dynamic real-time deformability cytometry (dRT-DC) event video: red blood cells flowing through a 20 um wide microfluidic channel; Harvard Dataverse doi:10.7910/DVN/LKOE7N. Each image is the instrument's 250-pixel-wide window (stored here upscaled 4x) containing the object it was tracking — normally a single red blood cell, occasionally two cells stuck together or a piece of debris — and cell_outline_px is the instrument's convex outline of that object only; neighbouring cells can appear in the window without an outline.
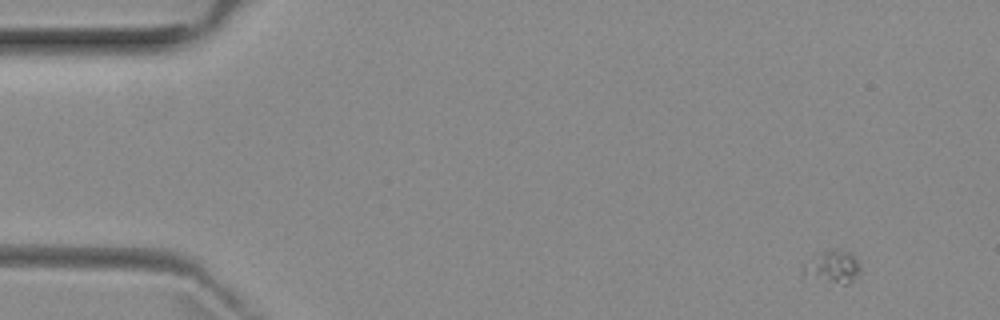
{"species": "common noctule bat (a hibernating species)", "species_latin": "Nyctalus noctula", "temperature_condition": "room temperature", "stored_images_in_passage": 6, "camera_frame_rate_fps": 3000, "um_per_image_px": 0.085, "animal": {"sex": "female", "body_mass_g": 29.2, "forearm_length_mm": 56.3}, "frame": {"image": 1, "passage_image": 1, "time_ms": 0.0, "image_size_px": [1000, 320], "cell_outline_px": [[860, 276], [848, 284], [844, 284], [828, 280], [804, 272], [800, 264], [812, 256], [828, 248], [840, 248], [852, 252], [856, 256], [860, 264]], "centroid_in_image_um": [70.86, 22.58], "position_along_channel_um": 14.1, "area_um2": 10.98}}